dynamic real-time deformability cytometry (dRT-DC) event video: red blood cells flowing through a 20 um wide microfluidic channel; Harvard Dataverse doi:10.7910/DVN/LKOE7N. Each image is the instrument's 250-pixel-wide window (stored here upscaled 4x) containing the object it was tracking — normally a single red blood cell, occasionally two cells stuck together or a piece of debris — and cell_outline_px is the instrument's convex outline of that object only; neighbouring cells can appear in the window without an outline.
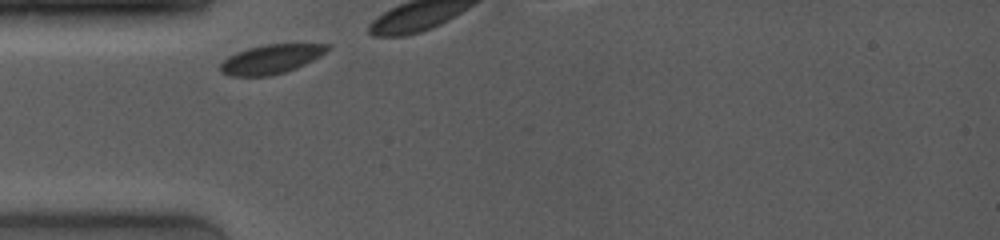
{"species": "common noctule bat (a hibernating species)", "species_latin": "Nyctalus noctula", "temperature_condition": "room temperature", "stored_images_in_passage": 6, "camera_frame_rate_fps": 4000, "um_per_image_px": 0.085, "animal": {"sex": "female", "body_mass_g": 19.0, "forearm_length_mm": 53.3}, "frame": {"image": 1, "passage_image": 1, "time_ms": 0.0, "image_size_px": [1000, 240], "cell_outline_px": [[332, 48], [320, 56], [296, 68], [284, 72], [268, 76], [228, 76], [220, 72], [220, 64], [228, 56], [236, 52], [248, 48], [264, 44], [328, 44]], "centroid_in_image_um": [23.02, 5.02], "position_along_channel_um": 62.0, "area_um2": 18.21}}